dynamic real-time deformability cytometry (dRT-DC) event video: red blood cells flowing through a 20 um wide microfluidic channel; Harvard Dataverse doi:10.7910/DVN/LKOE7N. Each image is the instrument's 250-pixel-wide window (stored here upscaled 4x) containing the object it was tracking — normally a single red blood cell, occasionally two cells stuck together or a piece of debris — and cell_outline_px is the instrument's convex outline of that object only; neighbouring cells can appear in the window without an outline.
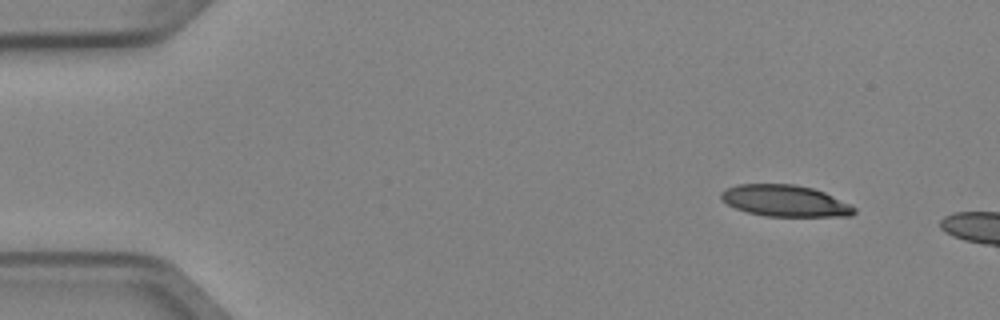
{"species": "Egyptian fruit bat (a non-hibernating species)", "species_latin": "Rousettus aegyptiacus", "temperature_condition": "cold", "stored_images_in_passage": 6, "camera_frame_rate_fps": 3000, "um_per_image_px": 0.085, "animal": {"sex": "female"}, "frame": {"image": 1, "passage_image": 1, "time_ms": 0.0, "image_size_px": [1000, 320], "cell_outline_px": [[856, 212], [852, 216], [764, 216], [748, 212], [736, 208], [720, 200], [720, 192], [736, 184], [792, 184], [812, 188], [824, 192], [852, 204], [856, 208]], "centroid_in_image_um": [66.74, 17.07], "position_along_channel_um": 18.3, "area_um2": 24.51}}
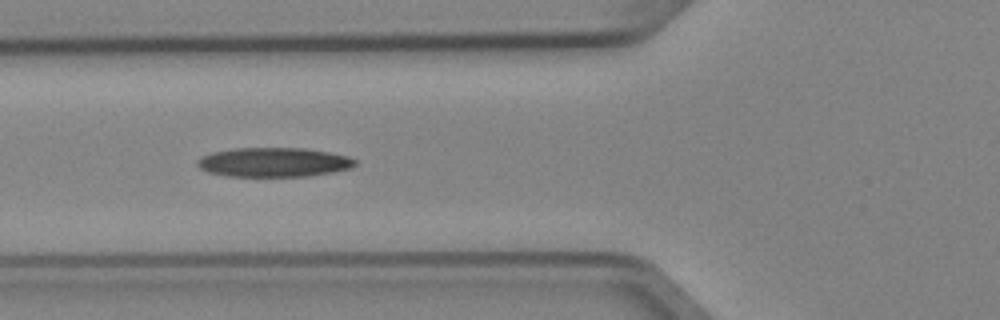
{"frame": {"image": 2, "passage_image": 5, "time_ms": 1.333, "image_size_px": [1000, 320], "cell_outline_px": [[356, 164], [352, 168], [332, 172], [308, 176], [228, 176], [208, 172], [200, 168], [196, 164], [196, 160], [200, 156], [212, 152], [236, 148], [304, 148], [328, 152], [348, 156], [356, 160]], "centroid_in_image_um": [23.25, 13.79], "position_along_channel_um": 102.6, "area_um2": 26.99}}
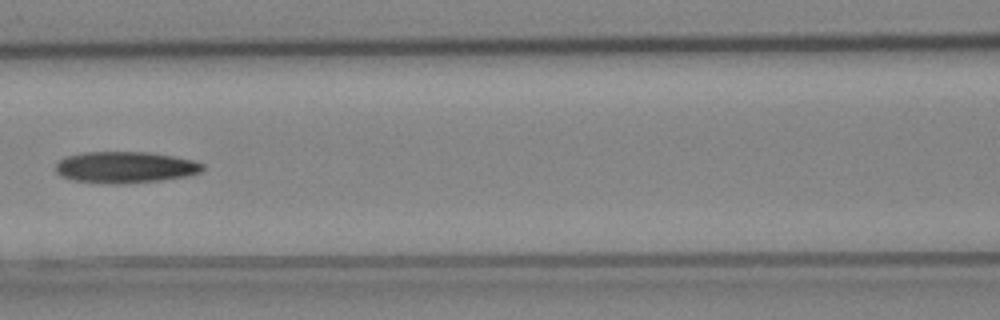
{"frame": {"image": 3, "passage_image": 6, "time_ms": 1.667, "image_size_px": [1000, 320], "cell_outline_px": [[204, 168], [200, 172], [188, 176], [160, 180], [128, 184], [104, 184], [72, 180], [60, 176], [56, 172], [56, 164], [60, 160], [68, 156], [84, 152], [148, 152], [172, 156], [192, 160], [204, 164]], "centroid_in_image_um": [10.63, 14.23], "position_along_channel_um": 156.0, "area_um2": 27.05}}